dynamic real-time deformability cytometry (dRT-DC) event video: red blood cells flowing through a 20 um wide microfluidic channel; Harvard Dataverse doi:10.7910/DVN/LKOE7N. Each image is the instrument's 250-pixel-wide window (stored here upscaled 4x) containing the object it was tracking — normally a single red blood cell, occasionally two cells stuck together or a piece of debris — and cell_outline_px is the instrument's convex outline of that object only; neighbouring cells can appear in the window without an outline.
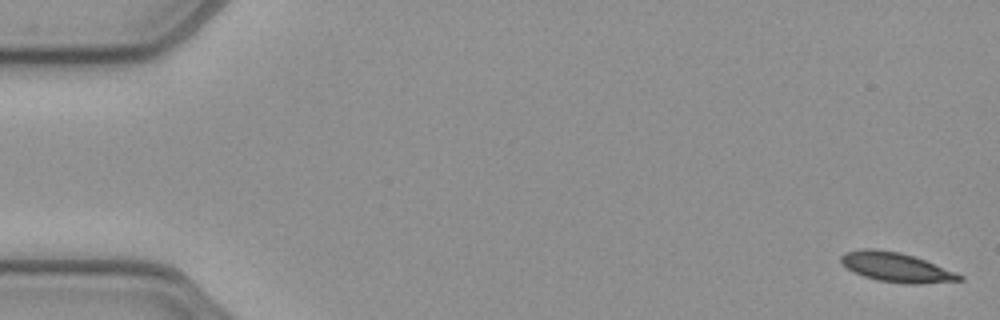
{"species": "common noctule bat (a hibernating species)", "species_latin": "Nyctalus noctula", "temperature_condition": "cold", "stored_images_in_passage": 53, "segment_of_instrument_passage": [1, 2], "camera_frame_rate_fps": 3000, "um_per_image_px": 0.085, "animal": {"sex": "female", "body_mass_g": 21.9}, "frame": {"image": 1, "passage_image": 1, "time_ms": 0.0, "image_size_px": [1000, 320], "cell_outline_px": [[964, 280], [920, 284], [908, 284], [876, 280], [852, 272], [840, 260], [840, 256], [844, 252], [860, 248], [876, 248], [900, 252], [924, 260], [956, 272], [964, 276]], "centroid_in_image_um": [76.16, 22.71], "position_along_channel_um": 8.8, "area_um2": 20.4}}
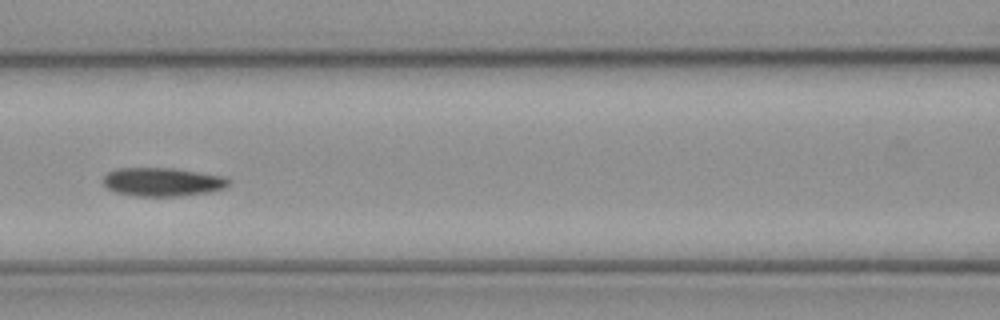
{"frame": {"image": 2, "passage_image": 23, "time_ms": 7.333, "image_size_px": [1000, 320], "cell_outline_px": [[232, 184], [224, 188], [208, 192], [184, 196], [132, 196], [116, 192], [108, 188], [104, 184], [104, 176], [108, 172], [116, 168], [176, 168], [224, 176]], "centroid_in_image_um": [13.83, 15.46], "position_along_channel_um": 152.8, "area_um2": 21.04}}
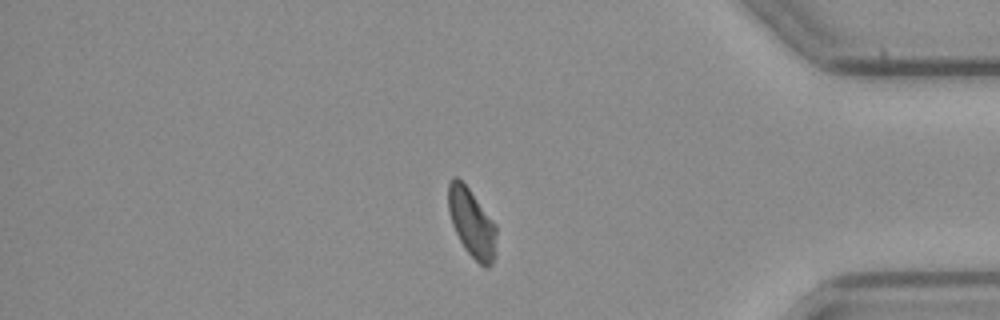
{"frame": {"image": 3, "passage_image": 44, "time_ms": 14.333, "image_size_px": [1000, 320], "cell_outline_px": [[496, 256], [492, 264], [488, 268], [484, 268], [464, 248], [452, 224], [448, 212], [448, 184], [452, 176], [456, 176], [468, 188], [496, 224]], "centroid_in_image_um": [40.11, 18.97], "position_along_channel_um": 395.1, "area_um2": 19.25}}